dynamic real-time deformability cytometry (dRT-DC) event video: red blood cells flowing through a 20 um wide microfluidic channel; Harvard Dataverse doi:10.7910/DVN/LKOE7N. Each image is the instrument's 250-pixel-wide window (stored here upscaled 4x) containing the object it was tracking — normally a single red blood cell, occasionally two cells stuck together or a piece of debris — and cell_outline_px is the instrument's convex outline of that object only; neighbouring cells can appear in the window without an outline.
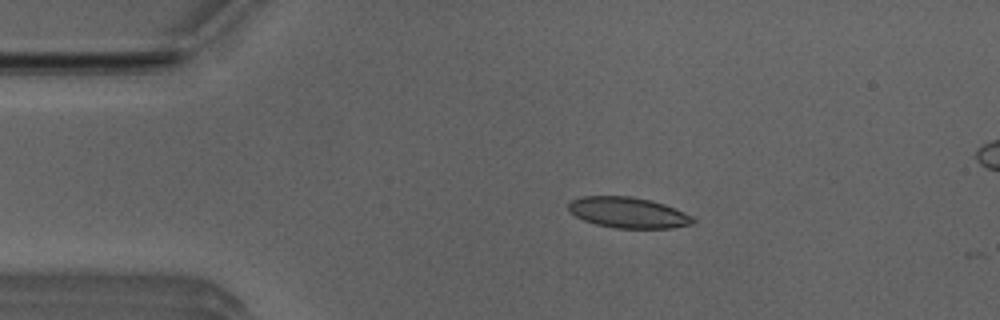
{"species": "Egyptian fruit bat (a non-hibernating species)", "species_latin": "Rousettus aegyptiacus", "temperature_condition": "room temperature", "stored_images_in_passage": 3, "camera_frame_rate_fps": 3000, "um_per_image_px": 0.085, "animal": {"sex": "male"}, "frame": {"image": 1, "passage_image": 2, "time_ms": 0.333, "image_size_px": [1000, 320], "cell_outline_px": [[696, 220], [692, 224], [672, 228], [616, 228], [596, 224], [584, 220], [576, 216], [568, 208], [568, 204], [572, 200], [580, 196], [632, 196], [652, 200], [664, 204], [684, 212], [692, 216]], "centroid_in_image_um": [53.41, 18.06], "position_along_channel_um": 31.6, "area_um2": 22.31}}